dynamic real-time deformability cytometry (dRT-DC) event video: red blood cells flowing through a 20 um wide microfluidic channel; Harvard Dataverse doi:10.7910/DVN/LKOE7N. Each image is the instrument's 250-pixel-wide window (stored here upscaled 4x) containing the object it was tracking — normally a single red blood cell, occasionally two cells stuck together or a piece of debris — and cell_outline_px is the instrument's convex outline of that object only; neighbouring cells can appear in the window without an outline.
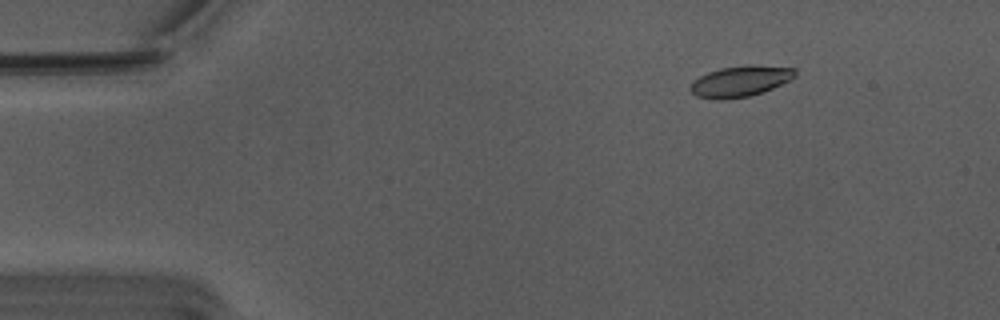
{"species": "Egyptian fruit bat (a non-hibernating species)", "species_latin": "Rousettus aegyptiacus", "temperature_condition": "warm", "stored_images_in_passage": 56, "camera_frame_rate_fps": 3000, "um_per_image_px": 0.085, "animal": {"sex": "male"}, "frame": {"image": 1, "passage_image": 8, "time_ms": 2.333, "image_size_px": [1000, 320], "cell_outline_px": [[796, 76], [772, 88], [748, 96], [720, 100], [696, 96], [688, 88], [692, 80], [708, 72], [720, 68], [748, 64], [752, 64], [796, 68]], "centroid_in_image_um": [62.89, 6.88], "position_along_channel_um": 22.1, "area_um2": 18.84}}
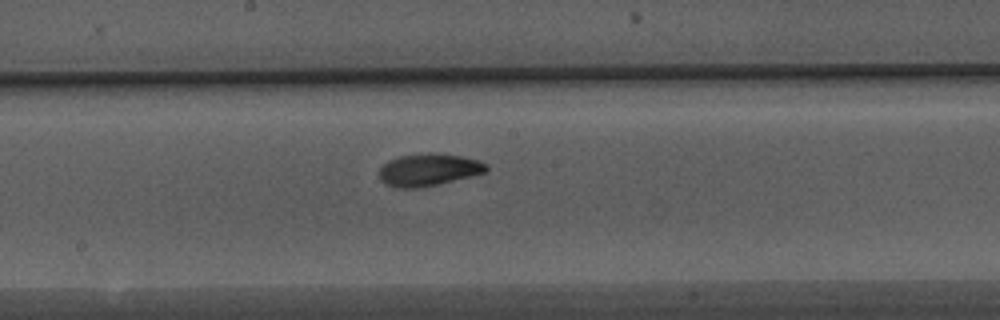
{"frame": {"image": 2, "passage_image": 30, "time_ms": 9.667, "image_size_px": [1000, 320], "cell_outline_px": [[488, 168], [484, 172], [472, 176], [436, 184], [416, 188], [396, 188], [384, 184], [380, 180], [380, 168], [388, 160], [400, 156], [428, 152], [432, 152], [464, 156], [480, 160], [488, 164]], "centroid_in_image_um": [36.43, 14.41], "position_along_channel_um": 211.8, "area_um2": 20.29}}
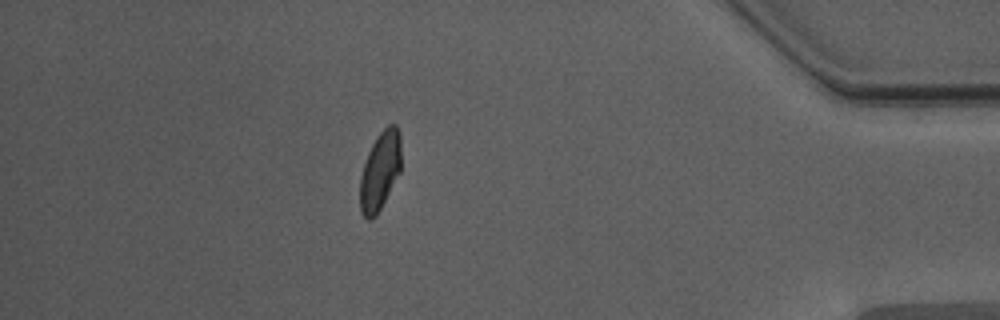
{"frame": {"image": 3, "passage_image": 49, "time_ms": 16.0, "image_size_px": [1000, 320], "cell_outline_px": [[400, 172], [376, 216], [372, 220], [368, 220], [360, 212], [360, 176], [368, 152], [376, 136], [388, 124], [396, 124], [400, 132]], "centroid_in_image_um": [32.29, 14.52], "position_along_channel_um": 402.9, "area_um2": 18.84}, "authors_computed_cell_mechanics": {"area_um2": 19.0162, "velocity_mm_per_s": 3.7478, "shape_relaxation_time_tau1_ms": 4.6996, "shape_relaxation_time_tau2_ms": 2.5098, "deformation_change_tau1": 0.1624, "deformation_change_tau2": 0.0779}}